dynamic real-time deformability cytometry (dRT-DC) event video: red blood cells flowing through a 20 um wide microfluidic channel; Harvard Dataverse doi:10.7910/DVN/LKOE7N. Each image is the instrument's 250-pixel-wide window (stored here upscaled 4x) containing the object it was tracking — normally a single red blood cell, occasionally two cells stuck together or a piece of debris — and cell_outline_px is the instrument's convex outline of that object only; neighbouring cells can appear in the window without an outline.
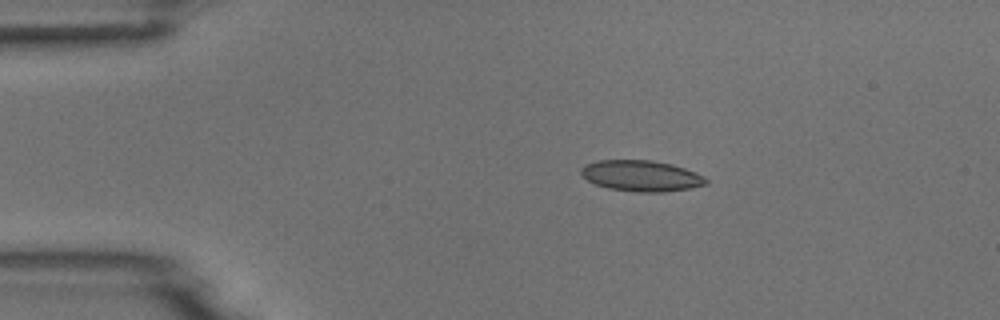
{"species": "common noctule bat (a hibernating species)", "species_latin": "Nyctalus noctula", "temperature_condition": "room temperature", "stored_images_in_passage": 8, "camera_frame_rate_fps": 3000, "um_per_image_px": 0.085, "animal": {"sex": "male", "body_mass_g": 18.8}, "frame": {"image": 1, "passage_image": 3, "time_ms": 3.0, "image_size_px": [1000, 320], "cell_outline_px": [[708, 184], [692, 188], [664, 192], [636, 192], [608, 188], [596, 184], [588, 180], [580, 172], [580, 168], [584, 164], [596, 160], [652, 160], [672, 164], [696, 172], [704, 176], [708, 180]], "centroid_in_image_um": [54.52, 14.94], "position_along_channel_um": 30.5, "area_um2": 22.72}}
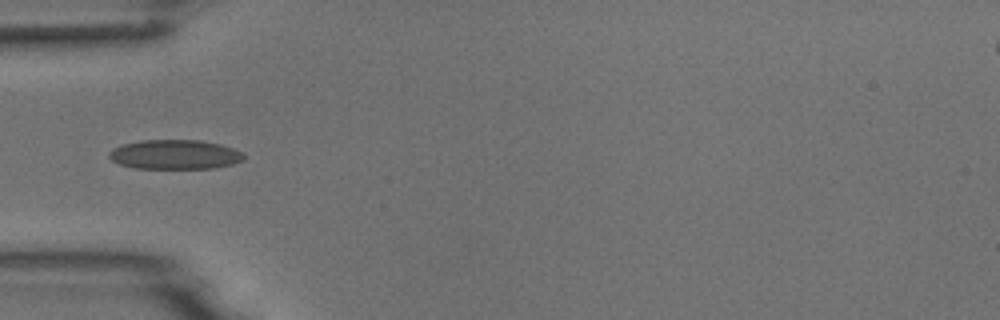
{"frame": {"image": 2, "passage_image": 5, "time_ms": 5.333, "image_size_px": [1000, 320], "cell_outline_px": [[244, 160], [232, 164], [212, 168], [136, 168], [120, 164], [112, 160], [108, 156], [108, 152], [112, 148], [120, 144], [140, 140], [200, 140], [220, 144], [244, 152]], "centroid_in_image_um": [14.84, 13.12], "position_along_channel_um": 70.2, "area_um2": 23.24}}